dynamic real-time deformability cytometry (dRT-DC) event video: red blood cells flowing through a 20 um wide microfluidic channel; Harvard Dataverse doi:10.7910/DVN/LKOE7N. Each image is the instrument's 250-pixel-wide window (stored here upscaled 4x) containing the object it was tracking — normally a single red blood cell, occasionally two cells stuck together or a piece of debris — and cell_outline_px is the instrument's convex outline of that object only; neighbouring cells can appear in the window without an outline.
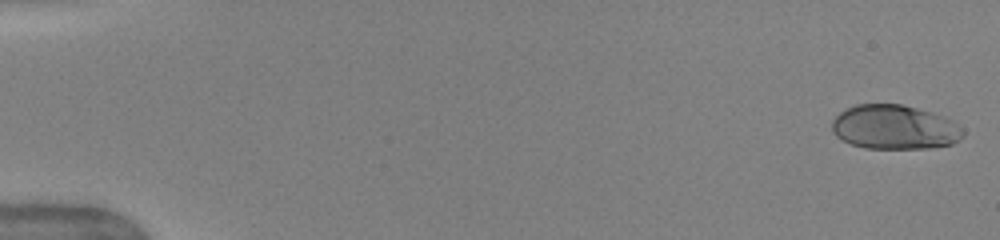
{"species": "human", "species_latin": "Homo sapiens", "temperature_condition": "warm", "stored_images_in_passage": 50, "camera_frame_rate_fps": 3000, "um_per_image_px": 0.085, "donor": {"sex": "female"}, "frame": {"image": 1, "passage_image": 1, "time_ms": 0.0, "image_size_px": [1000, 240], "cell_outline_px": [[964, 136], [960, 140], [952, 144], [928, 148], [864, 148], [852, 144], [836, 136], [832, 132], [832, 120], [840, 112], [856, 104], [900, 104], [916, 108], [952, 120], [964, 128]], "centroid_in_image_um": [76.04, 10.82], "position_along_channel_um": 9.0, "area_um2": 33.76}}
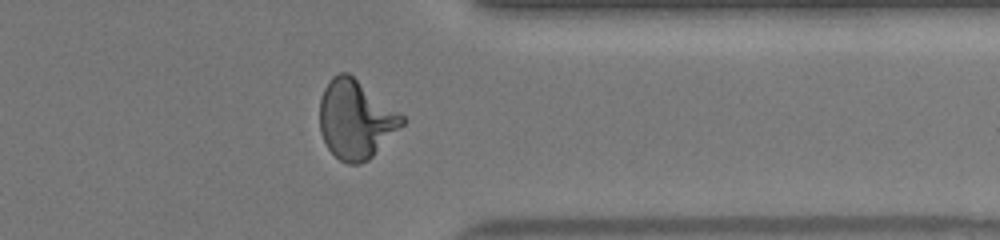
{"frame": {"image": 2, "passage_image": 41, "time_ms": 13.333, "image_size_px": [1000, 240], "cell_outline_px": [[408, 120], [368, 160], [360, 164], [348, 164], [340, 160], [328, 148], [320, 132], [320, 100], [324, 88], [332, 76], [340, 72], [348, 72], [400, 112]], "centroid_in_image_um": [30.24, 10.14], "position_along_channel_um": 381.2, "area_um2": 37.69}}
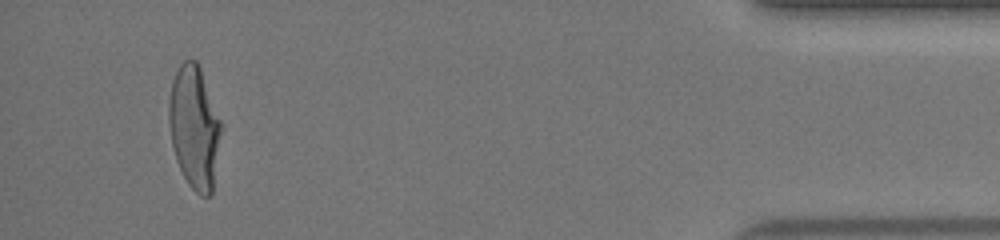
{"frame": {"image": 3, "passage_image": 48, "time_ms": 15.667, "image_size_px": [1000, 240], "cell_outline_px": [[220, 132], [212, 192], [208, 196], [200, 196], [188, 184], [176, 160], [172, 144], [168, 124], [168, 100], [172, 80], [180, 64], [184, 60], [196, 60], [200, 68], [220, 120]], "centroid_in_image_um": [16.48, 10.8], "position_along_channel_um": 418.7, "area_um2": 36.76}, "authors_computed_cell_mechanics": {"area_um2": 35.9516, "velocity_mm_per_s": 4.025, "shape_relaxation_time_tau1_ms": 4.0767, "shape_relaxation_time_tau2_ms": null, "deformation_change_tau1": 0.2064, "deformation_change_tau2": null}}